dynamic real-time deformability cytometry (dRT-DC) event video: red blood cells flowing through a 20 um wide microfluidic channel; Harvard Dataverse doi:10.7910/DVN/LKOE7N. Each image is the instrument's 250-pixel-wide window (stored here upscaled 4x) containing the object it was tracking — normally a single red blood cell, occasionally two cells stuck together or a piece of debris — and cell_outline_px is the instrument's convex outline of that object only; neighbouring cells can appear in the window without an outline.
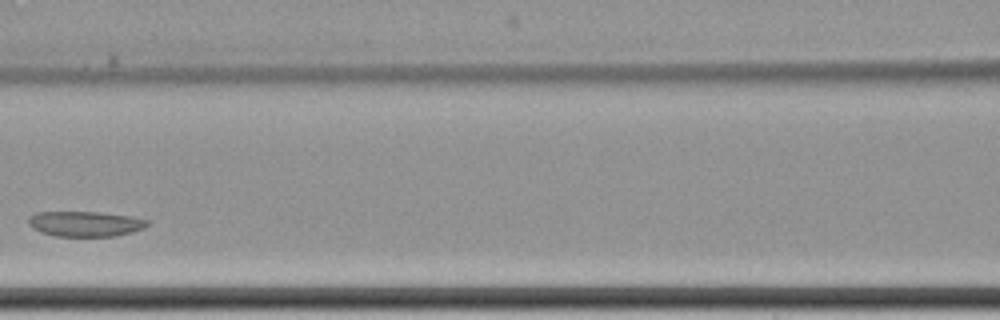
{"species": "common noctule bat (a hibernating species)", "species_latin": "Nyctalus noctula", "temperature_condition": "cold", "stored_images_in_passage": 5, "camera_frame_rate_fps": 3000, "um_per_image_px": 0.085, "animal": {"sex": "female", "body_mass_g": 22.7, "forearm_length_mm": 54.2}, "frame": {"image": 1, "passage_image": 5, "time_ms": 5.333, "image_size_px": [1000, 320], "cell_outline_px": [[148, 224], [144, 228], [132, 232], [116, 236], [56, 236], [40, 232], [32, 228], [28, 224], [28, 216], [36, 212], [100, 212], [128, 216], [148, 220]], "centroid_in_image_um": [7.2, 19.02], "position_along_channel_um": 159.4, "area_um2": 17.51}}